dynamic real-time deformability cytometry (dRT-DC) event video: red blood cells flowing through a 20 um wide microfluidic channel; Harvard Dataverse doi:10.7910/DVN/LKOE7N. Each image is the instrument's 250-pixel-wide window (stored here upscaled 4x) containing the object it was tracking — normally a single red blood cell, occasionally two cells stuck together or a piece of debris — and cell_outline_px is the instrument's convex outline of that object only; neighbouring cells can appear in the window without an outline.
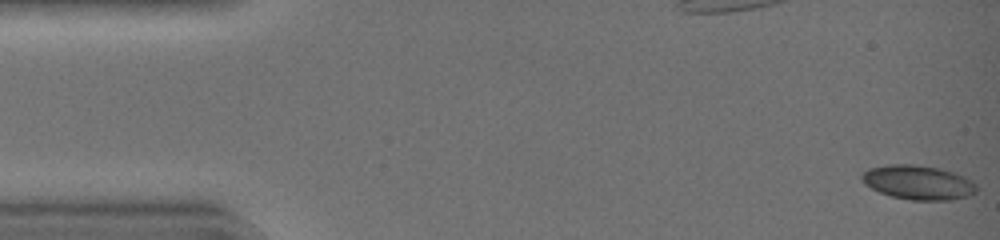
{"species": "common noctule bat (a hibernating species)", "species_latin": "Nyctalus noctula", "temperature_condition": "warm", "stored_images_in_passage": 44, "camera_frame_rate_fps": 3000, "um_per_image_px": 0.085, "animal": {"sex": "female", "body_mass_g": 19.0, "forearm_length_mm": 51.5}, "frame": {"image": 1, "passage_image": 1, "time_ms": 0.0, "image_size_px": [1000, 240], "cell_outline_px": [[976, 192], [968, 196], [952, 200], [912, 200], [892, 196], [880, 192], [864, 184], [860, 180], [860, 176], [868, 168], [888, 164], [916, 164], [940, 168], [956, 172], [972, 180], [976, 184]], "centroid_in_image_um": [78.05, 15.49], "position_along_channel_um": 7.0, "area_um2": 23.18}}
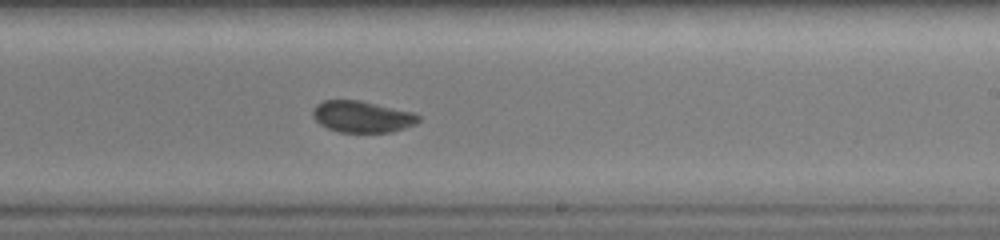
{"frame": {"image": 2, "passage_image": 27, "time_ms": 8.667, "image_size_px": [1000, 240], "cell_outline_px": [[420, 120], [416, 124], [392, 132], [340, 132], [328, 128], [320, 124], [312, 116], [312, 112], [316, 104], [324, 100], [360, 100], [412, 112], [420, 116]], "centroid_in_image_um": [30.78, 9.91], "position_along_channel_um": 258.2, "area_um2": 19.36}}
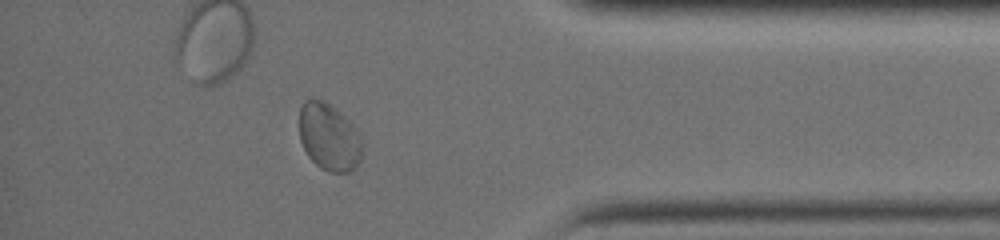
{"frame": {"image": 3, "passage_image": 38, "time_ms": 12.333, "image_size_px": [1000, 240], "cell_outline_px": [[364, 144], [360, 164], [352, 172], [328, 172], [320, 168], [308, 156], [300, 140], [300, 108], [304, 100], [324, 100], [348, 120], [360, 132]], "centroid_in_image_um": [28.02, 11.7], "position_along_channel_um": 407.2, "area_um2": 24.97}, "authors_computed_cell_mechanics": {"area_um2": 20.4901, "velocity_mm_per_s": 4.4536, "shape_relaxation_time_tau1_ms": 2.5202, "shape_relaxation_time_tau2_ms": null, "deformation_change_tau1": 0.0684, "deformation_change_tau2": null}}